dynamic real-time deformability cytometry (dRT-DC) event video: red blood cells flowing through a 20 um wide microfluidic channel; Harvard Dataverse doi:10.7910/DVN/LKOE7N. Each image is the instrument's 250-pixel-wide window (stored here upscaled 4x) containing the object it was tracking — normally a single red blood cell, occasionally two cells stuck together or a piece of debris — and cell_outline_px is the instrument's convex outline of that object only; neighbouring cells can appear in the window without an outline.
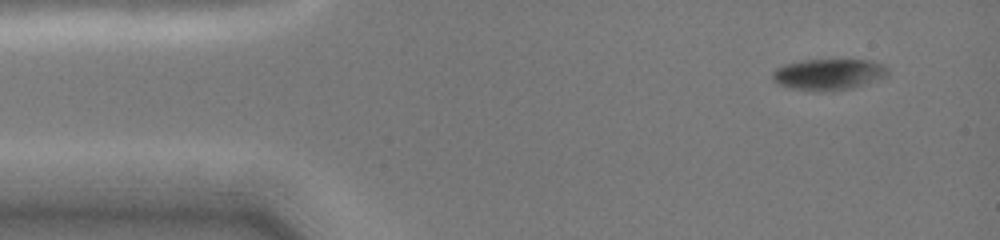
{"species": "common noctule bat (a hibernating species)", "species_latin": "Nyctalus noctula", "temperature_condition": "cold", "stored_images_in_passage": 4, "camera_frame_rate_fps": 3000, "um_per_image_px": 0.085, "animal": {"sex": "female", "body_mass_g": 19.0, "forearm_length_mm": 51.5}, "frame": {"image": 1, "passage_image": 1, "time_ms": 0.0, "image_size_px": [1000, 240], "cell_outline_px": [[888, 76], [852, 88], [820, 92], [816, 92], [792, 88], [780, 84], [772, 80], [772, 72], [776, 68], [784, 64], [800, 60], [872, 60], [884, 64], [888, 68]], "centroid_in_image_um": [70.43, 6.31], "position_along_channel_um": 14.6, "area_um2": 21.1}}
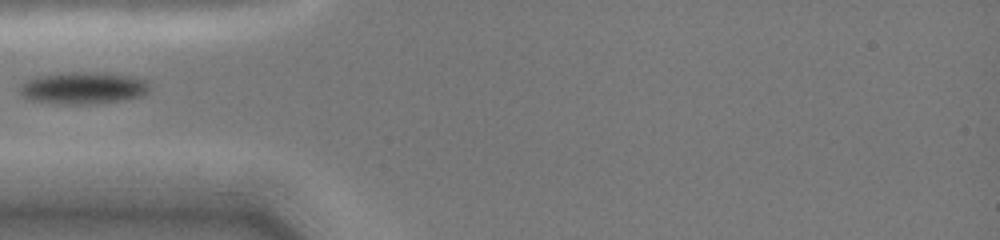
{"frame": {"image": 2, "passage_image": 4, "time_ms": 3.667, "image_size_px": [1000, 240], "cell_outline_px": [[152, 88], [144, 96], [96, 104], [56, 104], [28, 100], [20, 96], [20, 84], [36, 76], [72, 72], [76, 72], [128, 76], [144, 80]], "centroid_in_image_um": [7.02, 7.51], "position_along_channel_um": 78.0, "area_um2": 24.1}}